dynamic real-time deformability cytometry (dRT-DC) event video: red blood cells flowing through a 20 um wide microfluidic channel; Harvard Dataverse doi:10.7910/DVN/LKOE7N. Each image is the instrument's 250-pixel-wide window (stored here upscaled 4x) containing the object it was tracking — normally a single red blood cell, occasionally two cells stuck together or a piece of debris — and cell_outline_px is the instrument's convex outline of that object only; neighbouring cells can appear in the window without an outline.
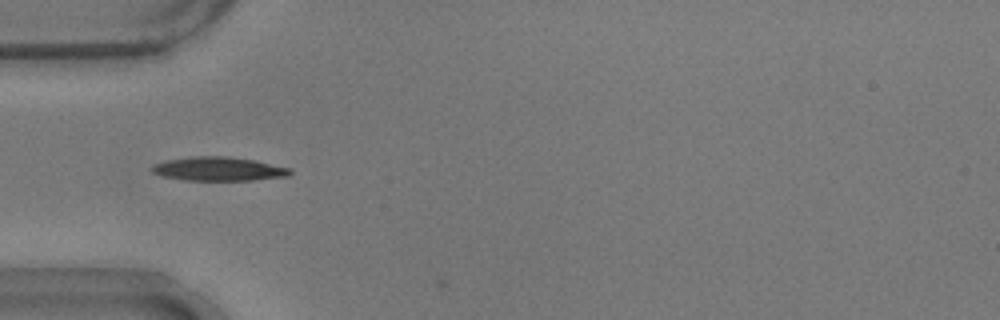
{"species": "common noctule bat (a hibernating species)", "species_latin": "Nyctalus noctula", "temperature_condition": "warm", "stored_images_in_passage": 2, "camera_frame_rate_fps": 3000, "um_per_image_px": 0.085, "animal": {"sex": "male", "body_mass_g": 17.9}, "frame": {"image": 1, "passage_image": 1, "time_ms": 0.0, "image_size_px": [1000, 320], "cell_outline_px": [[292, 172], [288, 176], [252, 180], [184, 180], [160, 176], [152, 172], [152, 168], [156, 164], [168, 160], [192, 156], [228, 156], [256, 160], [292, 168]], "centroid_in_image_um": [18.63, 14.35], "position_along_channel_um": 66.4, "area_um2": 19.25}}